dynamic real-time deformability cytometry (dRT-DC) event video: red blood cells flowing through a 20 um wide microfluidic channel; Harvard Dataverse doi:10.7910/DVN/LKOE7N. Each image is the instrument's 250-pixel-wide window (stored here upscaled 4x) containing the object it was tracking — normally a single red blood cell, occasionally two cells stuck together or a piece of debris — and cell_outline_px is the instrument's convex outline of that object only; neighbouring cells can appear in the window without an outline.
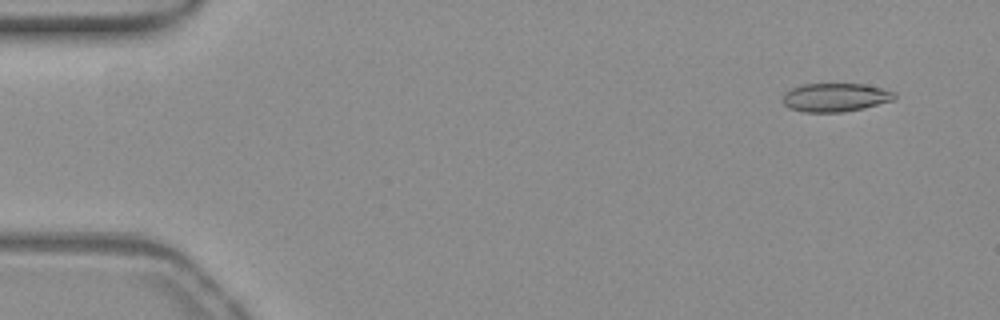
{"species": "common noctule bat (a hibernating species)", "species_latin": "Nyctalus noctula", "temperature_condition": "warm", "stored_images_in_passage": 53, "camera_frame_rate_fps": 3000, "um_per_image_px": 0.085, "animal": {"sex": "female", "body_mass_g": 19.3, "forearm_length_mm": 54.1}, "frame": {"image": 1, "passage_image": 4, "time_ms": 1.0, "image_size_px": [1000, 320], "cell_outline_px": [[896, 96], [892, 100], [864, 108], [840, 112], [804, 112], [788, 108], [784, 104], [784, 92], [792, 88], [804, 84], [864, 84], [896, 92]], "centroid_in_image_um": [70.99, 8.28], "position_along_channel_um": 14.0, "area_um2": 18.44}}
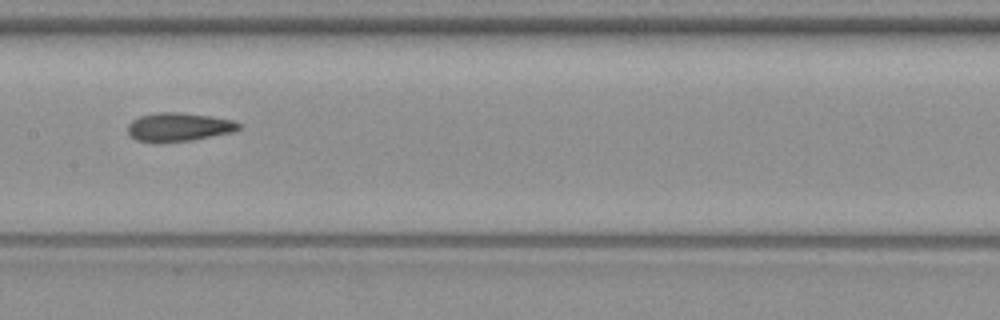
{"frame": {"image": 2, "passage_image": 27, "time_ms": 8.667, "image_size_px": [1000, 320], "cell_outline_px": [[240, 128], [232, 132], [192, 140], [160, 144], [136, 140], [128, 136], [128, 124], [132, 120], [140, 116], [156, 112], [176, 112], [212, 116], [232, 120], [240, 124]], "centroid_in_image_um": [15.13, 10.81], "position_along_channel_um": 192.3, "area_um2": 18.79}}
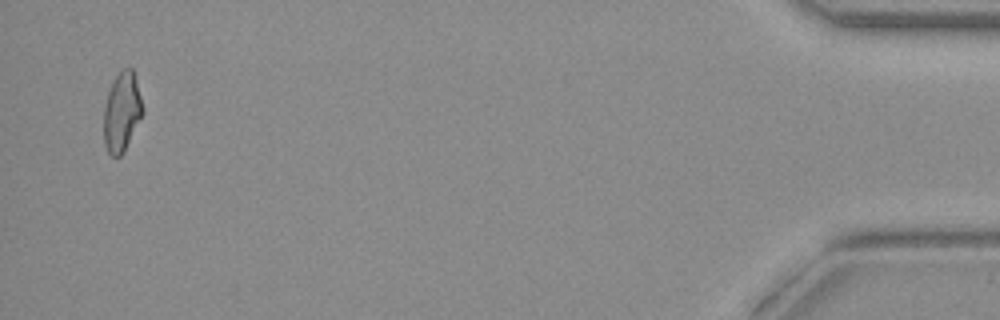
{"frame": {"image": 3, "passage_image": 52, "time_ms": 17.0, "image_size_px": [1000, 320], "cell_outline_px": [[144, 112], [120, 156], [112, 156], [108, 152], [104, 144], [104, 104], [108, 92], [116, 76], [124, 68], [132, 68], [140, 96]], "centroid_in_image_um": [10.34, 9.51], "position_along_channel_um": 424.9, "area_um2": 17.46}, "authors_computed_cell_mechanics": {"area_um2": 18.6116, "velocity_mm_per_s": 3.8788, "shape_relaxation_time_tau1_ms": 9.2605, "shape_relaxation_time_tau2_ms": 2.7973, "deformation_change_tau1": 0.2301, "deformation_change_tau2": 0.1156}}